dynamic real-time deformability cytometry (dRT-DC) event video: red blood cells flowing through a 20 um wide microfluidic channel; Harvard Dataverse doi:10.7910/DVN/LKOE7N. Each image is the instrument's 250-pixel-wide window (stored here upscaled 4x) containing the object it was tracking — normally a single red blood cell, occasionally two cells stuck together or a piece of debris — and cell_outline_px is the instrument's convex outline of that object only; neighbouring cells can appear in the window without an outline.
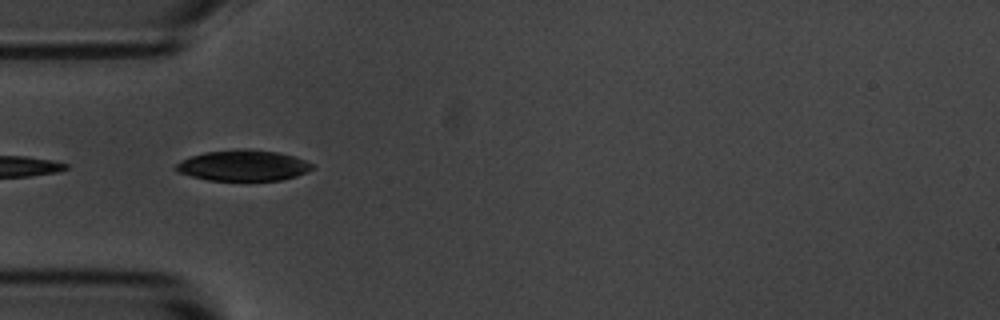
{"species": "common noctule bat (a hibernating species)", "species_latin": "Nyctalus noctula", "temperature_condition": "room temperature", "stored_images_in_passage": 9, "camera_frame_rate_fps": 3000, "um_per_image_px": 0.085, "animal": {"sex": "male", "body_mass_g": 20.1, "forearm_length_mm": 53.5}, "frame": {"image": 1, "passage_image": 4, "time_ms": 3.667, "image_size_px": [1000, 320], "cell_outline_px": [[316, 168], [296, 176], [280, 180], [208, 180], [176, 172], [172, 168], [180, 160], [204, 152], [244, 148], [248, 148], [280, 152], [296, 156], [312, 164]], "centroid_in_image_um": [20.67, 14.05], "position_along_channel_um": 64.3, "area_um2": 24.74}}
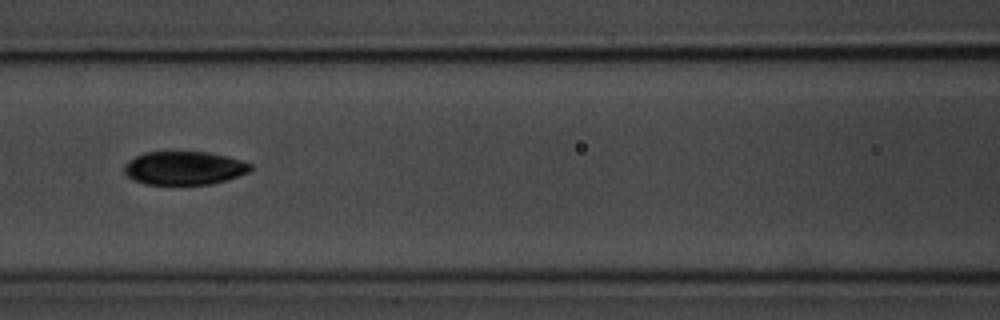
{"frame": {"image": 2, "passage_image": 6, "time_ms": 6.0, "image_size_px": [1000, 320], "cell_outline_px": [[252, 168], [248, 172], [224, 180], [208, 184], [144, 184], [132, 180], [124, 176], [124, 164], [128, 160], [144, 152], [208, 152], [228, 156], [252, 164]], "centroid_in_image_um": [15.59, 14.28], "position_along_channel_um": 151.0, "area_um2": 24.62}}
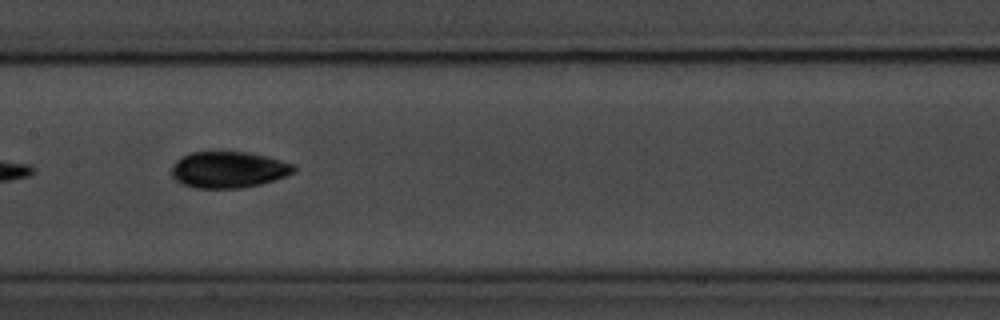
{"frame": {"image": 3, "passage_image": 7, "time_ms": 7.0, "image_size_px": [1000, 320], "cell_outline_px": [[296, 168], [292, 172], [284, 176], [260, 184], [240, 188], [196, 188], [180, 184], [172, 176], [172, 164], [176, 160], [192, 152], [244, 152], [268, 156], [292, 164]], "centroid_in_image_um": [19.37, 14.43], "position_along_channel_um": 188.0, "area_um2": 25.66}}